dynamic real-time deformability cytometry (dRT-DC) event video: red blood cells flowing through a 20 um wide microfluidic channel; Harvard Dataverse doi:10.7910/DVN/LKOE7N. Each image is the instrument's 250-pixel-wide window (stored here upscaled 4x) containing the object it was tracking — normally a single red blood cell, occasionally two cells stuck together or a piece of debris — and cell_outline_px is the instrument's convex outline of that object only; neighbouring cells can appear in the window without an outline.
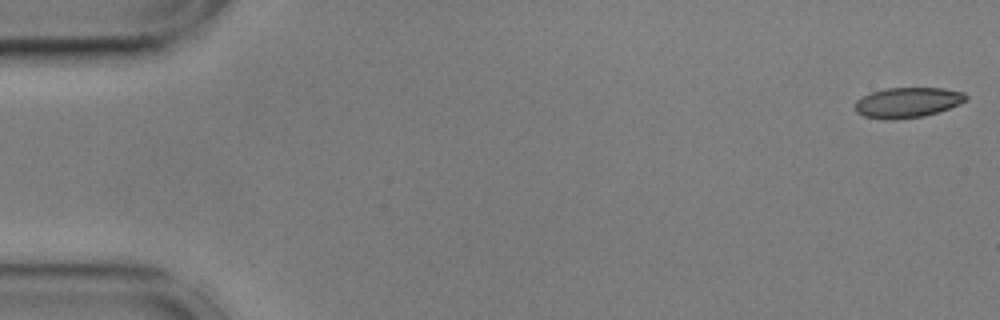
{"species": "common noctule bat (a hibernating species)", "species_latin": "Nyctalus noctula", "temperature_condition": "cold", "stored_images_in_passage": 55, "camera_frame_rate_fps": 3000, "um_per_image_px": 0.085, "animal": {"sex": "male", "body_mass_g": 17.9, "forearm_length_mm": 54.2}, "frame": {"image": 1, "passage_image": 1, "time_ms": 0.0, "image_size_px": [1000, 320], "cell_outline_px": [[968, 96], [960, 104], [924, 116], [892, 120], [884, 120], [864, 116], [856, 112], [852, 108], [856, 100], [872, 92], [888, 88], [944, 88], [964, 92]], "centroid_in_image_um": [77.1, 8.72], "position_along_channel_um": 7.9, "area_um2": 19.59}}
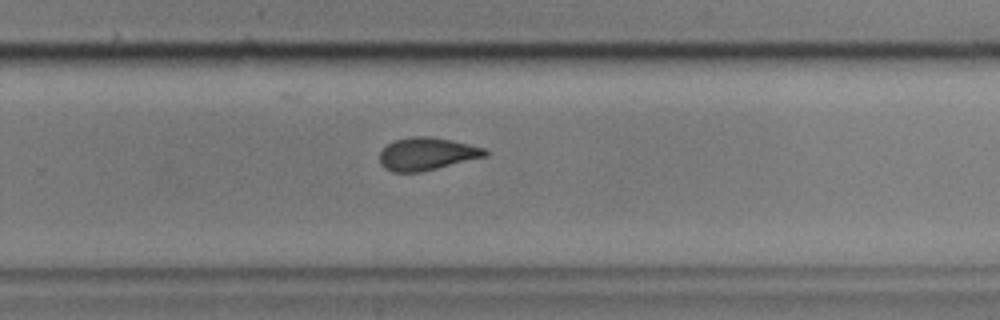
{"frame": {"image": 2, "passage_image": 36, "time_ms": 11.667, "image_size_px": [1000, 320], "cell_outline_px": [[488, 156], [420, 172], [392, 172], [384, 168], [380, 164], [380, 152], [388, 144], [396, 140], [416, 136], [428, 136], [452, 140], [484, 148], [488, 152]], "centroid_in_image_um": [36.28, 13.09], "position_along_channel_um": 293.5, "area_um2": 19.94}}
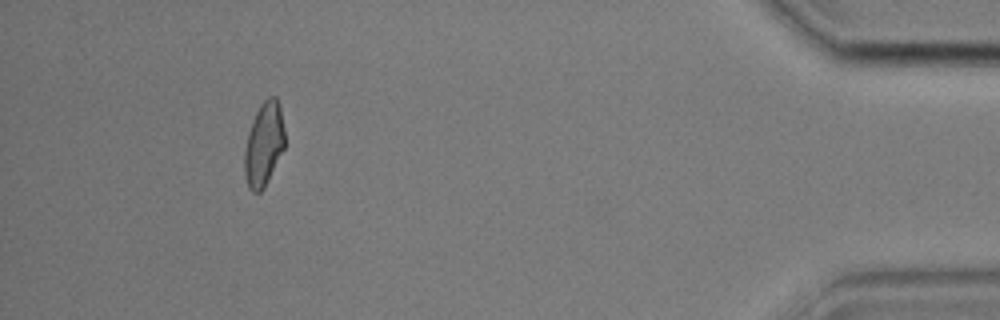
{"frame": {"image": 3, "passage_image": 51, "time_ms": 16.667, "image_size_px": [1000, 320], "cell_outline_px": [[284, 148], [264, 188], [260, 192], [252, 192], [248, 188], [244, 172], [244, 152], [248, 132], [252, 120], [260, 104], [268, 96], [276, 96], [280, 104], [284, 128]], "centroid_in_image_um": [22.42, 12.24], "position_along_channel_um": 412.8, "area_um2": 19.77}, "authors_computed_cell_mechanics": {"area_um2": 20.23, "velocity_mm_per_s": 3.6023, "shape_relaxation_time_tau1_ms": 5.4736, "shape_relaxation_time_tau2_ms": 1.9374, "deformation_change_tau1": 0.1245, "deformation_change_tau2": 0.0692}}